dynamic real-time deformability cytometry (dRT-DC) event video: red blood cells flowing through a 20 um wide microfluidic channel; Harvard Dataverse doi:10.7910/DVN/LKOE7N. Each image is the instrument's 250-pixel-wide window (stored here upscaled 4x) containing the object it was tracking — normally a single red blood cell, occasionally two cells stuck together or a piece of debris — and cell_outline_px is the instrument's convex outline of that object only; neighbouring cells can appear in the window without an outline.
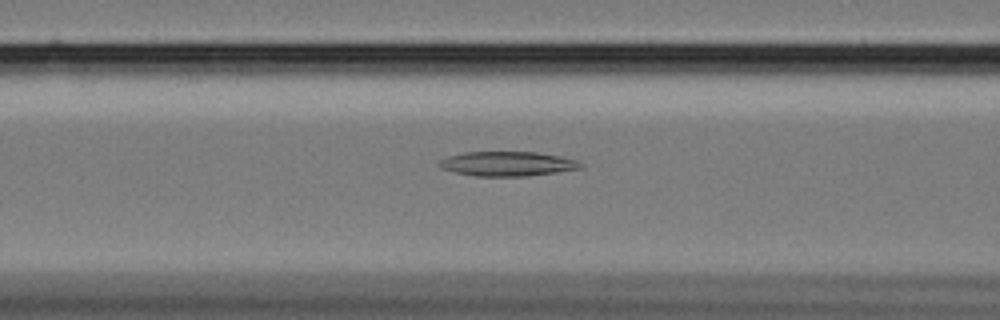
{"species": "Egyptian fruit bat (a non-hibernating species)", "species_latin": "Rousettus aegyptiacus", "temperature_condition": "cold", "stored_images_in_passage": 47, "camera_frame_rate_fps": 3000, "um_per_image_px": 0.085, "animal": {"sex": "female"}, "frame": {"image": 1, "passage_image": 12, "time_ms": 3.667, "image_size_px": [1000, 320], "cell_outline_px": [[584, 164], [580, 168], [556, 172], [524, 176], [476, 176], [452, 172], [440, 168], [436, 164], [440, 160], [448, 156], [464, 152], [536, 152], [560, 156], [576, 160]], "centroid_in_image_um": [43.07, 13.92], "position_along_channel_um": 123.5, "area_um2": 20.23}}
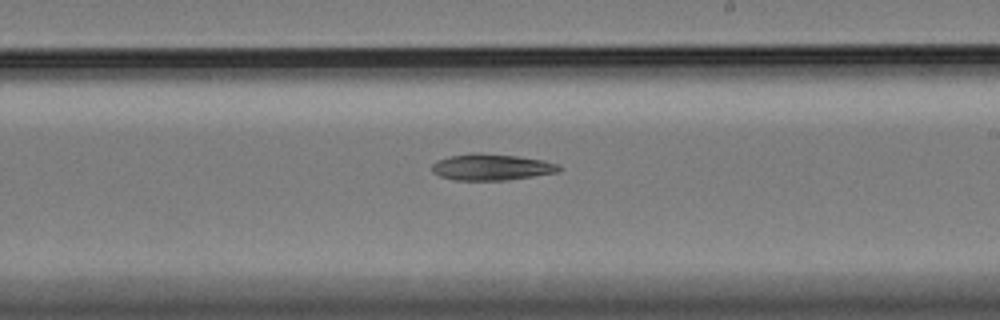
{"frame": {"image": 2, "passage_image": 23, "time_ms": 7.333, "image_size_px": [1000, 320], "cell_outline_px": [[560, 172], [508, 180], [456, 180], [440, 176], [432, 172], [432, 164], [436, 160], [448, 156], [480, 152], [520, 156], [544, 160], [560, 164]], "centroid_in_image_um": [41.8, 14.19], "position_along_channel_um": 247.2, "area_um2": 19.77}}
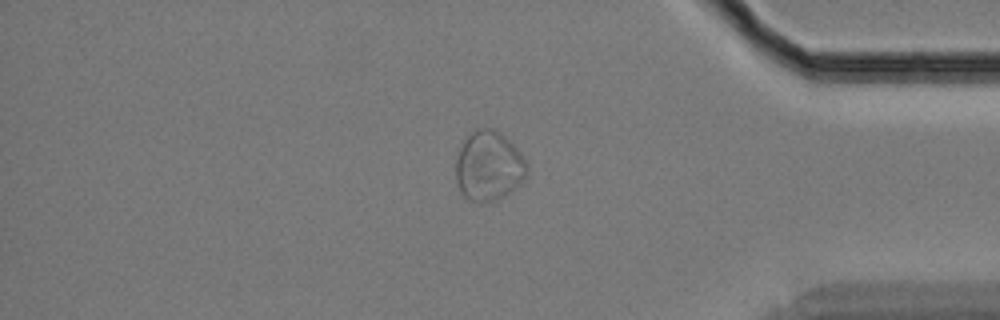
{"frame": {"image": 3, "passage_image": 38, "time_ms": 12.333, "image_size_px": [1000, 320], "cell_outline_px": [[528, 172], [508, 192], [496, 200], [472, 200], [464, 196], [460, 192], [456, 180], [456, 160], [460, 148], [464, 140], [476, 128], [496, 128], [520, 152], [528, 164]], "centroid_in_image_um": [41.52, 14.06], "position_along_channel_um": 393.7, "area_um2": 28.26}}